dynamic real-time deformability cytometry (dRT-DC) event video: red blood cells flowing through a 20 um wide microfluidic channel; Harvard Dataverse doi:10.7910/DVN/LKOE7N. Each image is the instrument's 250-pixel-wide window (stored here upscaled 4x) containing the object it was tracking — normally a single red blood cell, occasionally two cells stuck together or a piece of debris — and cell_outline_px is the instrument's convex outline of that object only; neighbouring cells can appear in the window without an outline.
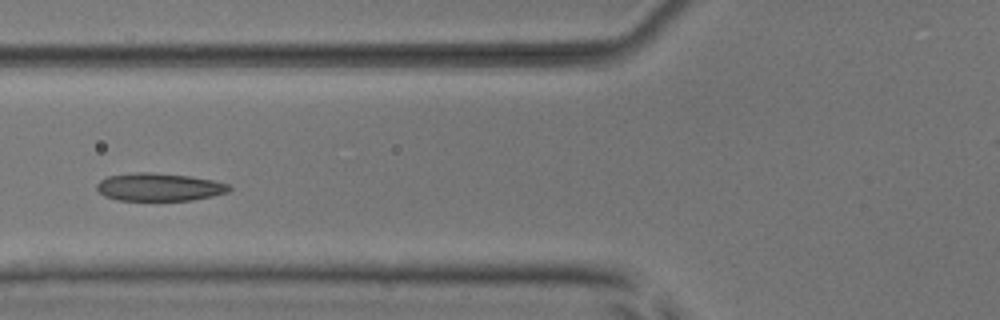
{"species": "common noctule bat (a hibernating species)", "species_latin": "Nyctalus noctula", "temperature_condition": "room temperature", "stored_images_in_passage": 6, "camera_frame_rate_fps": 3000, "um_per_image_px": 0.085, "animal": {"sex": "male", "body_mass_g": 17.9, "forearm_length_mm": 54.2}, "frame": {"image": 1, "passage_image": 6, "time_ms": 5.667, "image_size_px": [1000, 320], "cell_outline_px": [[232, 188], [228, 192], [212, 196], [192, 200], [116, 200], [104, 196], [96, 188], [96, 184], [100, 180], [108, 176], [136, 172], [152, 172], [188, 176], [212, 180], [228, 184]], "centroid_in_image_um": [13.51, 15.9], "position_along_channel_um": 112.3, "area_um2": 21.44}}